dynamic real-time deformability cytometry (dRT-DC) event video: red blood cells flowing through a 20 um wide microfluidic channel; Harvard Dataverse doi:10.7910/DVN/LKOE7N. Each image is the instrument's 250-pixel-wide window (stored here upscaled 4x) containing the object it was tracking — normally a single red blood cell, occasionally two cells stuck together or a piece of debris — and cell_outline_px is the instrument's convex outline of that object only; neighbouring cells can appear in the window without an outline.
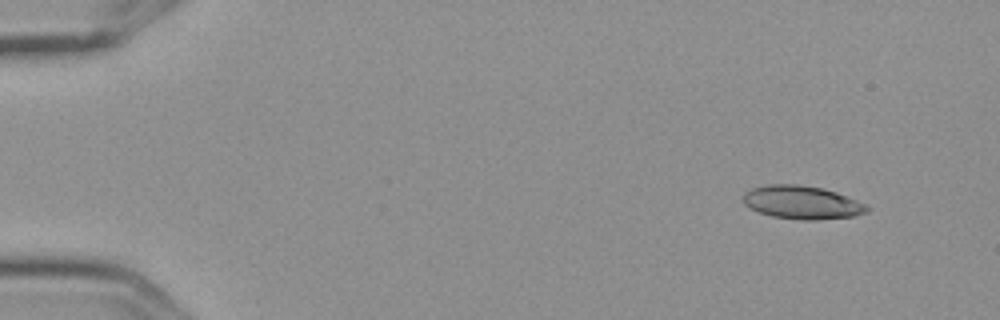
{"species": "Egyptian fruit bat (a non-hibernating species)", "species_latin": "Rousettus aegyptiacus", "temperature_condition": "cold", "stored_images_in_passage": 6, "camera_frame_rate_fps": 3000, "um_per_image_px": 0.085, "frame": {"image": 1, "passage_image": 2, "time_ms": 0.333, "image_size_px": [1000, 320], "cell_outline_px": [[872, 208], [868, 212], [852, 216], [816, 220], [804, 220], [772, 216], [760, 212], [744, 204], [740, 200], [744, 192], [752, 188], [768, 184], [796, 184], [824, 188], [836, 192], [868, 204]], "centroid_in_image_um": [68.19, 17.19], "position_along_channel_um": 16.8, "area_um2": 24.22}}
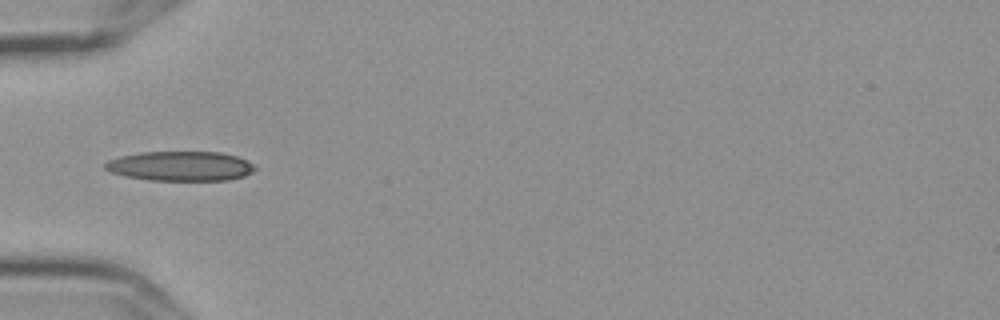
{"frame": {"image": 2, "passage_image": 6, "time_ms": 1.667, "image_size_px": [1000, 320], "cell_outline_px": [[256, 168], [252, 172], [244, 176], [228, 180], [148, 180], [124, 176], [112, 172], [104, 168], [104, 164], [108, 160], [120, 156], [140, 152], [220, 152], [236, 156], [252, 164]], "centroid_in_image_um": [15.31, 14.12], "position_along_channel_um": 69.7, "area_um2": 25.78}}